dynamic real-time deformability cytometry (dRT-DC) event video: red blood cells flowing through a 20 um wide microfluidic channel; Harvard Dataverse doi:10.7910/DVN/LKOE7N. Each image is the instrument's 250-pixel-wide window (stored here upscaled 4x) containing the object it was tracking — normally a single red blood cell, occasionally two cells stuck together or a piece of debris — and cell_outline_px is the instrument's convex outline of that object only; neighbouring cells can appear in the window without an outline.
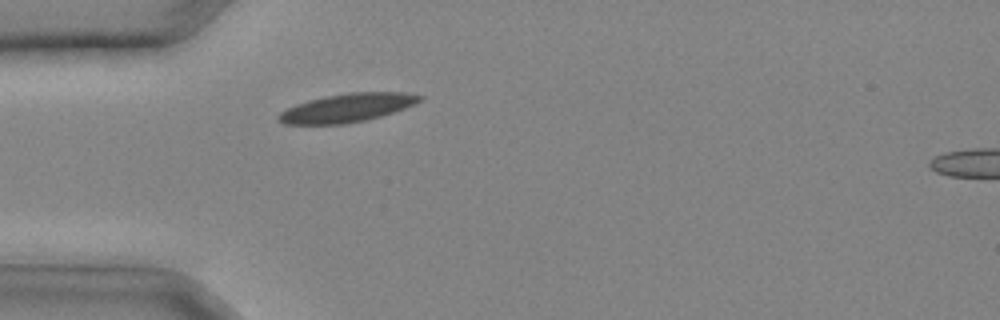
{"species": "common noctule bat (a hibernating species)", "species_latin": "Nyctalus noctula", "temperature_condition": "cold", "stored_images_in_passage": 21, "camera_frame_rate_fps": 3000, "um_per_image_px": 0.085, "animal": {"sex": "male", "body_mass_g": 20.4}, "frame": {"image": 1, "passage_image": 2, "time_ms": 0.333, "image_size_px": [1000, 320], "cell_outline_px": [[424, 96], [416, 104], [380, 116], [364, 120], [344, 124], [284, 124], [276, 120], [276, 116], [280, 112], [296, 104], [308, 100], [328, 96], [352, 92], [400, 92]], "centroid_in_image_um": [29.47, 9.17], "position_along_channel_um": 55.5, "area_um2": 23.18}}
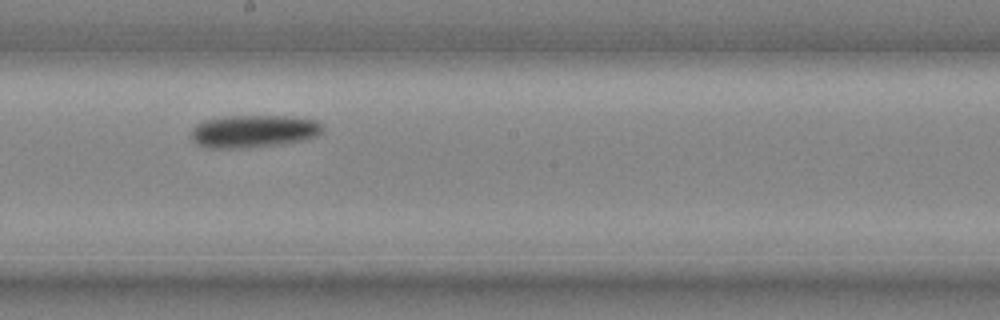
{"frame": {"image": 2, "passage_image": 11, "time_ms": 3.333, "image_size_px": [1000, 320], "cell_outline_px": [[324, 128], [316, 136], [304, 140], [280, 144], [248, 148], [204, 148], [196, 144], [192, 140], [192, 128], [196, 124], [204, 120], [228, 116], [296, 116], [316, 120]], "centroid_in_image_um": [21.54, 11.16], "position_along_channel_um": 226.7, "area_um2": 25.2}}
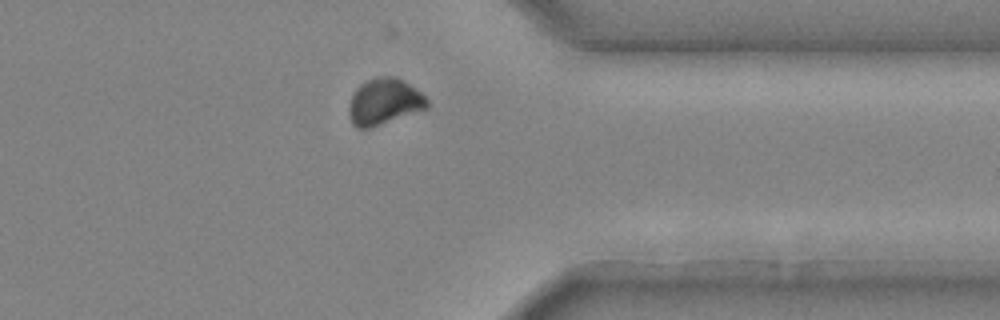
{"frame": {"image": 3, "passage_image": 19, "time_ms": 6.0, "image_size_px": [1000, 320], "cell_outline_px": [[428, 108], [368, 128], [356, 128], [352, 124], [348, 116], [348, 108], [352, 92], [360, 84], [376, 76], [396, 76], [416, 88], [428, 100]], "centroid_in_image_um": [32.62, 8.62], "position_along_channel_um": 378.8, "area_um2": 21.15}}